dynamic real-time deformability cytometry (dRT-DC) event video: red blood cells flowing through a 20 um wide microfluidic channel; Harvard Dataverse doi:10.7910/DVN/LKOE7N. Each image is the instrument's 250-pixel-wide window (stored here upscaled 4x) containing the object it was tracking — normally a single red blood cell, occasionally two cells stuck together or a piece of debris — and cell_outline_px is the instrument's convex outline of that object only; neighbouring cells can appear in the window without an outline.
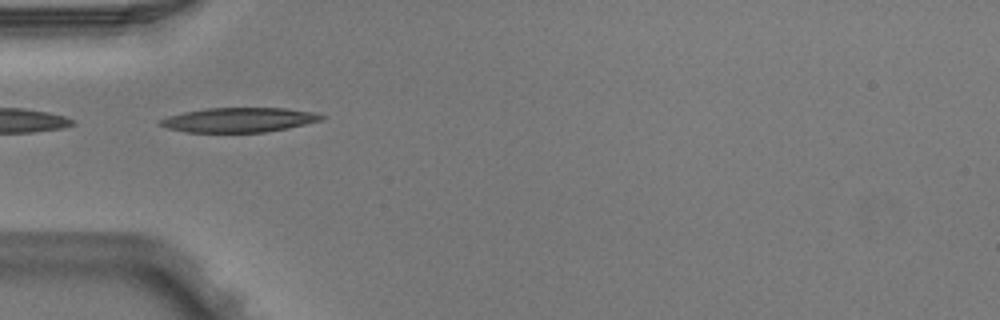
{"species": "Egyptian fruit bat (a non-hibernating species)", "species_latin": "Rousettus aegyptiacus", "temperature_condition": "warm", "stored_images_in_passage": 6, "camera_frame_rate_fps": 3000, "um_per_image_px": 0.085, "animal": {"sex": "male"}, "frame": {"image": 1, "passage_image": 5, "time_ms": 1.333, "image_size_px": [1000, 320], "cell_outline_px": [[328, 116], [324, 120], [288, 128], [264, 132], [184, 132], [164, 128], [156, 124], [156, 120], [168, 116], [184, 112], [208, 108], [284, 108], [316, 112]], "centroid_in_image_um": [20.3, 10.19], "position_along_channel_um": 64.7, "area_um2": 23.47}}
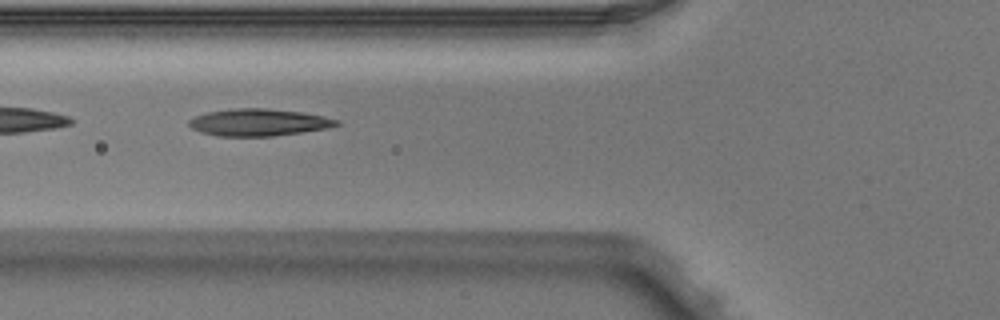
{"frame": {"image": 2, "passage_image": 6, "time_ms": 1.667, "image_size_px": [1000, 320], "cell_outline_px": [[340, 124], [328, 128], [272, 136], [216, 136], [200, 132], [192, 128], [188, 124], [188, 120], [196, 116], [208, 112], [232, 108], [268, 108], [304, 112], [324, 116], [340, 120]], "centroid_in_image_um": [21.99, 10.39], "position_along_channel_um": 103.8, "area_um2": 23.41}}